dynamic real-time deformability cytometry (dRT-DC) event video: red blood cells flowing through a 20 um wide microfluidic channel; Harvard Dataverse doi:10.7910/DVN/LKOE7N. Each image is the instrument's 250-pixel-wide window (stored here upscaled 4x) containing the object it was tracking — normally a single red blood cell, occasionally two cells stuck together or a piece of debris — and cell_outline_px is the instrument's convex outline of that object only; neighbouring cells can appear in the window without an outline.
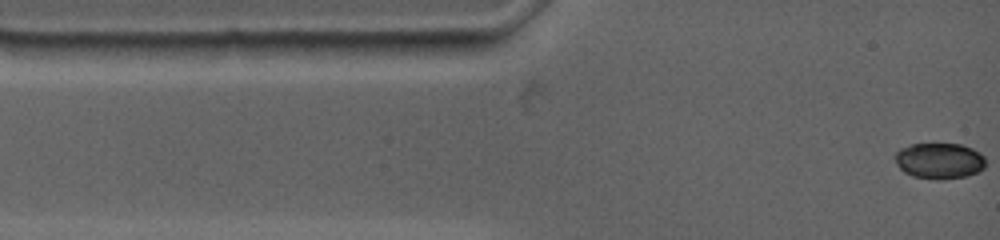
{"species": "common noctule bat (a hibernating species)", "species_latin": "Nyctalus noctula", "temperature_condition": "warm", "stored_images_in_passage": 9, "camera_frame_rate_fps": 4500, "um_per_image_px": 0.085, "animal": {"sex": "female", "body_mass_g": 19.0, "forearm_length_mm": 53.3}, "frame": {"image": 1, "passage_image": 1, "time_ms": 0.0, "image_size_px": [1000, 240], "cell_outline_px": [[984, 168], [976, 172], [964, 176], [940, 180], [936, 180], [912, 176], [904, 172], [896, 164], [896, 152], [900, 148], [912, 144], [960, 144], [972, 148], [980, 152], [984, 156]], "centroid_in_image_um": [79.83, 13.67], "position_along_channel_um": 5.2, "area_um2": 18.9}}
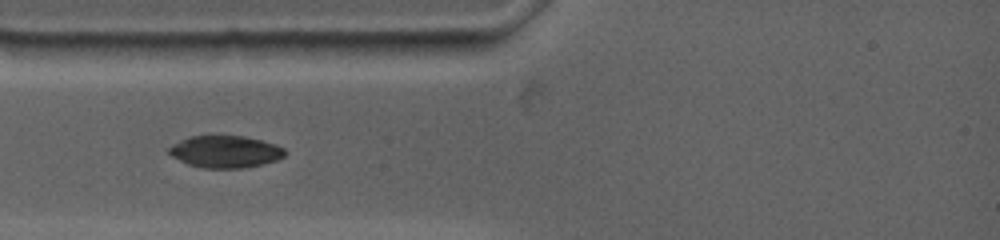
{"frame": {"image": 2, "passage_image": 6, "time_ms": 2.889, "image_size_px": [1000, 240], "cell_outline_px": [[288, 152], [284, 156], [276, 160], [244, 168], [204, 168], [188, 164], [172, 156], [168, 152], [168, 148], [172, 144], [188, 136], [208, 132], [244, 136], [276, 144], [284, 148]], "centroid_in_image_um": [19.11, 12.83], "position_along_channel_um": 65.9, "area_um2": 22.43}}
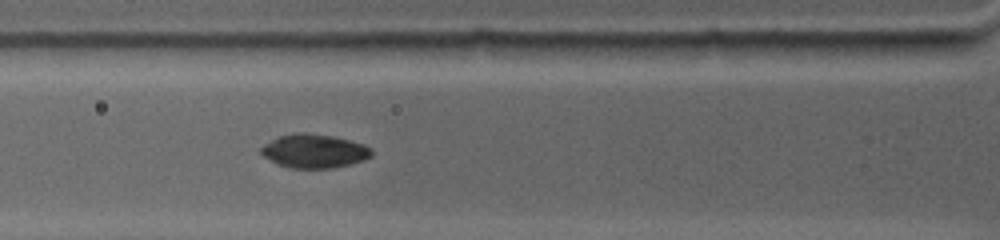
{"frame": {"image": 3, "passage_image": 8, "time_ms": 3.778, "image_size_px": [1000, 240], "cell_outline_px": [[372, 156], [364, 160], [332, 168], [288, 168], [276, 164], [264, 156], [260, 152], [260, 148], [264, 144], [276, 136], [296, 132], [308, 132], [332, 136], [364, 144], [372, 148]], "centroid_in_image_um": [26.67, 12.83], "position_along_channel_um": 99.1, "area_um2": 21.96}}